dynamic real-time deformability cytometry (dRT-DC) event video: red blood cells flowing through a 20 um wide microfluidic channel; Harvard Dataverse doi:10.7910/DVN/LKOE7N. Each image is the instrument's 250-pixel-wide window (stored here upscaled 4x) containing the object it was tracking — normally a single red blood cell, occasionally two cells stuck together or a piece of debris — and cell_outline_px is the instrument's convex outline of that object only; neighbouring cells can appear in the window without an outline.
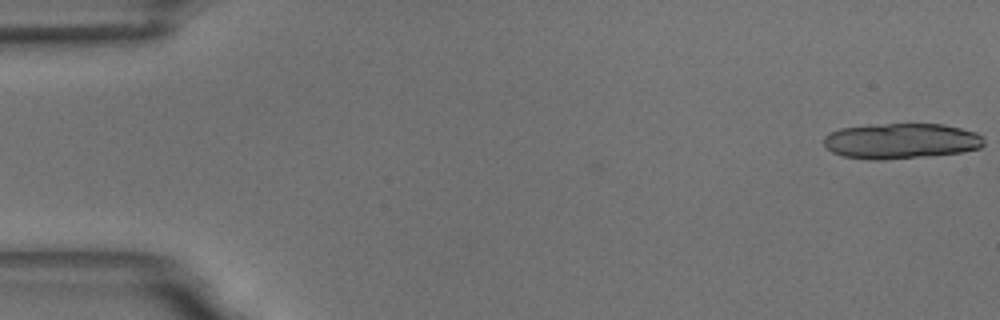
{"species": "common noctule bat (a hibernating species)", "species_latin": "Nyctalus noctula", "temperature_condition": "room temperature", "stored_images_in_passage": 19, "camera_frame_rate_fps": 3000, "um_per_image_px": 0.085, "animal": {"sex": "male", "body_mass_g": 18.8}, "frame": {"image": 1, "passage_image": 1, "time_ms": 0.0, "image_size_px": [1000, 320], "cell_outline_px": [[984, 144], [980, 148], [960, 152], [928, 156], [884, 160], [876, 160], [844, 156], [832, 152], [824, 144], [824, 136], [840, 128], [888, 124], [944, 124], [976, 132], [984, 136]], "centroid_in_image_um": [76.63, 11.99], "position_along_channel_um": 8.4, "area_um2": 32.95}}